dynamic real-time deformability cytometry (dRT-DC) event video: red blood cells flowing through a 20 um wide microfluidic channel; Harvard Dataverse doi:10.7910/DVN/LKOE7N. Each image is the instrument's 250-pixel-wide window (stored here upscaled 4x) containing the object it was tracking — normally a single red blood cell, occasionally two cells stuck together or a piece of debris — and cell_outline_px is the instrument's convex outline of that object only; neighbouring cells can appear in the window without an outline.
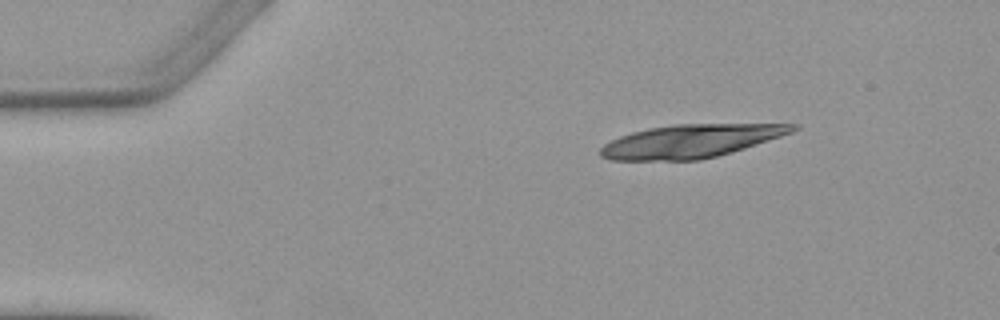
{"species": "Egyptian fruit bat (a non-hibernating species)", "species_latin": "Rousettus aegyptiacus", "temperature_condition": "warm", "stored_images_in_passage": 4, "camera_frame_rate_fps": 3000, "um_per_image_px": 0.085, "animal": {"sex": "female"}, "frame": {"image": 1, "passage_image": 1, "time_ms": 0.0, "image_size_px": [1000, 320], "cell_outline_px": [[800, 128], [792, 132], [744, 148], [716, 156], [700, 160], [612, 160], [600, 156], [600, 148], [604, 144], [620, 136], [632, 132], [648, 128], [672, 124], [800, 124]], "centroid_in_image_um": [58.69, 11.99], "position_along_channel_um": 26.3, "area_um2": 36.93}}